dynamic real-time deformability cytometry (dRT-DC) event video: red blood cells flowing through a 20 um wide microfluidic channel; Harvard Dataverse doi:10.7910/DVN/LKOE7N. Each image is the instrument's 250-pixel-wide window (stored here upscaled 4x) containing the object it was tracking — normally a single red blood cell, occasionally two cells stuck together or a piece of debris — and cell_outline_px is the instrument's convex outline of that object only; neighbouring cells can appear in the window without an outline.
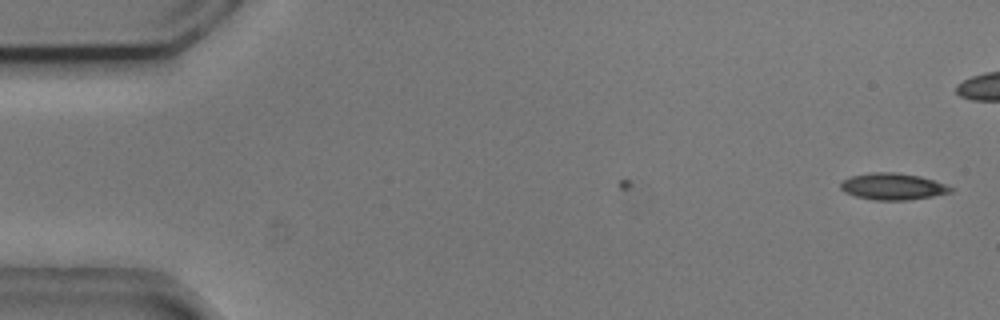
{"species": "common noctule bat (a hibernating species)", "species_latin": "Nyctalus noctula", "temperature_condition": "cold", "stored_images_in_passage": 6, "camera_frame_rate_fps": 3000, "um_per_image_px": 0.085, "animal": {"sex": "male", "body_mass_g": 20.5, "forearm_length_mm": 52.5}, "frame": {"image": 1, "passage_image": 6, "time_ms": 1.667, "image_size_px": [1000, 320], "cell_outline_px": [[956, 188], [952, 192], [932, 196], [908, 200], [872, 200], [856, 196], [844, 192], [840, 188], [840, 184], [844, 180], [852, 176], [872, 172], [896, 172], [920, 176]], "centroid_in_image_um": [75.89, 15.85], "position_along_channel_um": 9.1, "area_um2": 17.05}}